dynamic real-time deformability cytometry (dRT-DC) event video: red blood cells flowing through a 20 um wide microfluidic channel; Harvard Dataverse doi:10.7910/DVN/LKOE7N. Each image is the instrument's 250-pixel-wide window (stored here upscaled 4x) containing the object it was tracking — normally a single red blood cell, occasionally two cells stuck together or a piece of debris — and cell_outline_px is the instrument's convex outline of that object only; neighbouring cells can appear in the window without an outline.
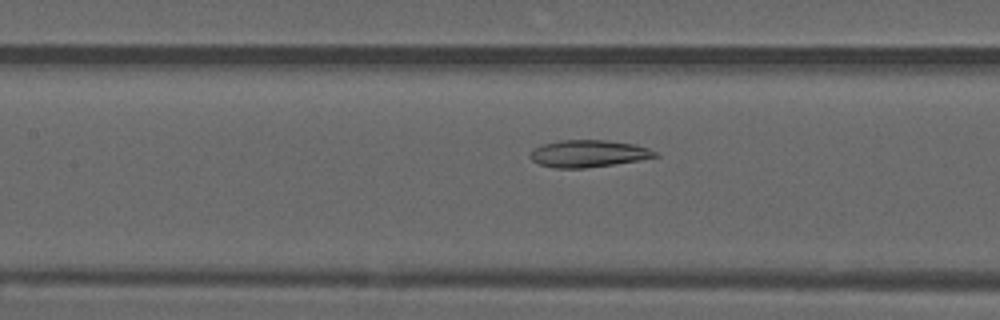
{"species": "common noctule bat (a hibernating species)", "species_latin": "Nyctalus noctula", "temperature_condition": "warm", "stored_images_in_passage": 53, "camera_frame_rate_fps": 3000, "um_per_image_px": 0.085, "animal": {"sex": "male", "forearm_length_mm": 52.5}, "frame": {"image": 1, "passage_image": 24, "time_ms": 7.667, "image_size_px": [1000, 320], "cell_outline_px": [[660, 156], [612, 164], [584, 168], [552, 168], [540, 164], [532, 160], [528, 156], [532, 148], [544, 144], [560, 140], [604, 140], [636, 144], [648, 148], [656, 152]], "centroid_in_image_um": [49.97, 13.05], "position_along_channel_um": 157.4, "area_um2": 19.65}}
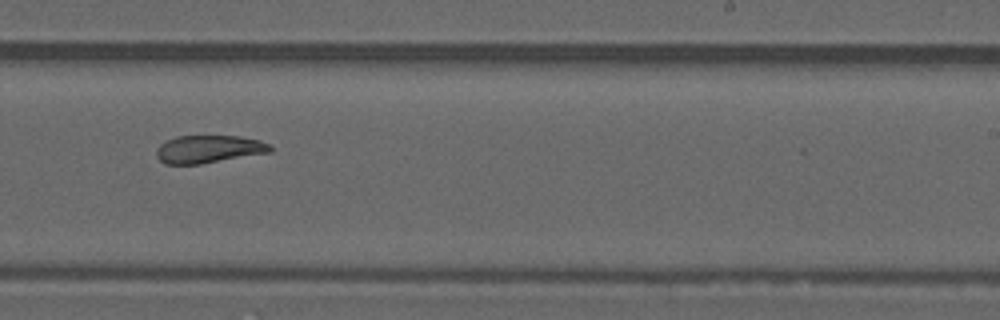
{"frame": {"image": 2, "passage_image": 33, "time_ms": 10.667, "image_size_px": [1000, 320], "cell_outline_px": [[272, 152], [200, 164], [164, 164], [156, 156], [156, 148], [160, 144], [176, 136], [240, 136], [260, 140], [268, 144], [272, 148]], "centroid_in_image_um": [17.73, 12.68], "position_along_channel_um": 271.3, "area_um2": 18.44}}
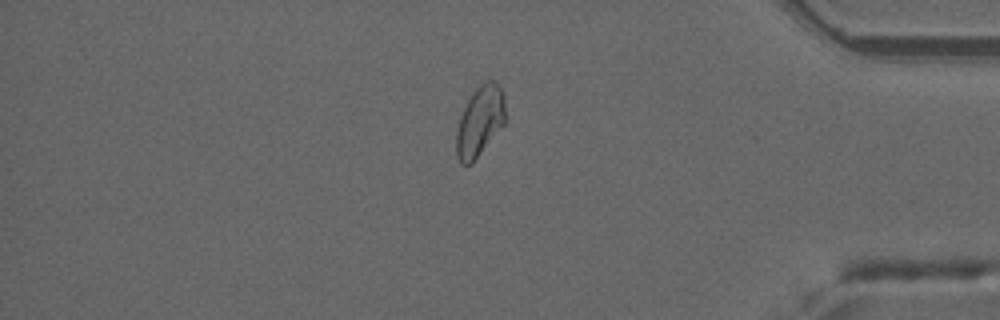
{"frame": {"image": 3, "passage_image": 45, "time_ms": 14.667, "image_size_px": [1000, 320], "cell_outline_px": [[504, 124], [472, 164], [460, 164], [456, 156], [456, 132], [460, 116], [472, 92], [484, 80], [496, 80], [504, 96]], "centroid_in_image_um": [40.77, 10.31], "position_along_channel_um": 394.4, "area_um2": 20.06}, "authors_computed_cell_mechanics": {"area_um2": 21.097, "velocity_mm_per_s": 3.8209, "shape_relaxation_time_tau1_ms": null, "shape_relaxation_time_tau2_ms": 4.6473, "deformation_change_tau1": null, "deformation_change_tau2": 0.1057}}